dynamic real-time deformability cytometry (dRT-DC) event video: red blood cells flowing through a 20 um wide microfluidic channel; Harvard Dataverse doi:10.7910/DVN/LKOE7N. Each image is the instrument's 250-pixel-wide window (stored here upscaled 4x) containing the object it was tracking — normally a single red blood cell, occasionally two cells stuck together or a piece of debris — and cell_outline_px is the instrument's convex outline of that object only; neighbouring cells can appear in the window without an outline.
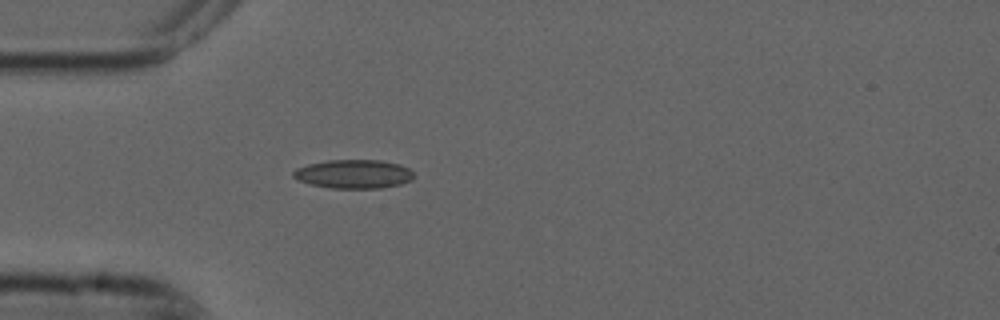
{"species": "common noctule bat (a hibernating species)", "species_latin": "Nyctalus noctula", "temperature_condition": "cold", "stored_images_in_passage": 2, "camera_frame_rate_fps": 3000, "um_per_image_px": 0.085, "animal": {"sex": "male", "forearm_length_mm": 52.5}, "frame": {"image": 1, "passage_image": 2, "time_ms": 0.333, "image_size_px": [1000, 320], "cell_outline_px": [[416, 176], [412, 180], [400, 184], [380, 188], [332, 188], [312, 184], [300, 180], [292, 176], [292, 172], [296, 168], [308, 164], [328, 160], [380, 160], [400, 164], [408, 168]], "centroid_in_image_um": [30.09, 14.78], "position_along_channel_um": 54.9, "area_um2": 20.17}}